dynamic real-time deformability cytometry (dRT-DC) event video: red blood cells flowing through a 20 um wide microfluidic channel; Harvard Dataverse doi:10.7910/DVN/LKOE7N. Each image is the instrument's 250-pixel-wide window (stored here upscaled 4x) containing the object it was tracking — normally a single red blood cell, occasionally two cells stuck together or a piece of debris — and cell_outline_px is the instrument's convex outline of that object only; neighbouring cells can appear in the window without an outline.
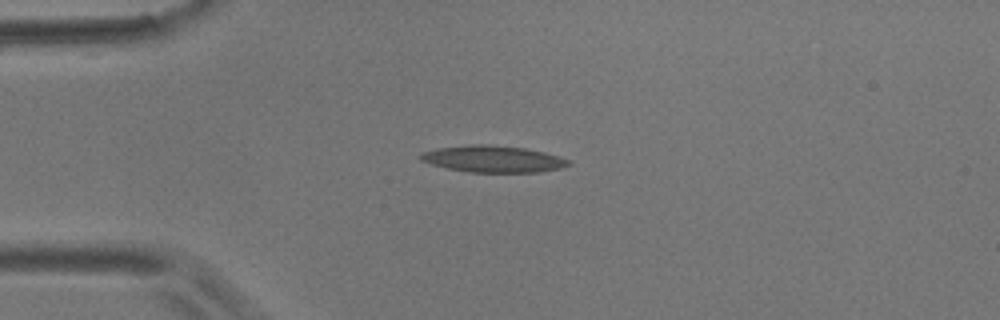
{"species": "common noctule bat (a hibernating species)", "species_latin": "Nyctalus noctula", "temperature_condition": "room temperature", "stored_images_in_passage": 3, "camera_frame_rate_fps": 3000, "um_per_image_px": 0.085, "animal": {"sex": "male", "body_mass_g": 17.9}, "frame": {"image": 1, "passage_image": 2, "time_ms": 1.0, "image_size_px": [1000, 320], "cell_outline_px": [[572, 164], [560, 168], [536, 172], [468, 172], [448, 168], [432, 164], [420, 160], [420, 156], [424, 152], [436, 148], [468, 144], [488, 144], [524, 148], [544, 152], [560, 156], [572, 160]], "centroid_in_image_um": [41.95, 13.5], "position_along_channel_um": 43.1, "area_um2": 23.0}}